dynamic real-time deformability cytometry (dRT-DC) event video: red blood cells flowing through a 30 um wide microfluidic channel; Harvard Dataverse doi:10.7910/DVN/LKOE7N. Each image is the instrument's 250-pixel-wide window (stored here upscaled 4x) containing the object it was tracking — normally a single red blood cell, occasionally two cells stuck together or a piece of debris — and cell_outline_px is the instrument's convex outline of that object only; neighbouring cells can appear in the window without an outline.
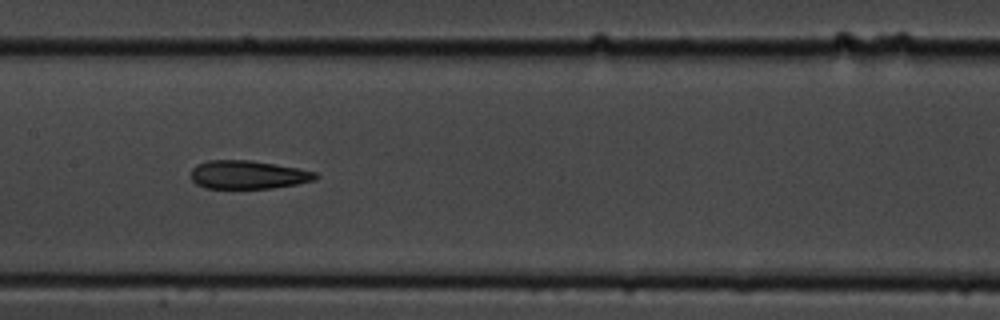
{"species": "common noctule bat (a hibernating species)", "species_latin": "Nyctalus noctula", "temperature_condition": "cold", "stored_images_in_passage": 10, "camera_frame_rate_fps": 3000, "um_per_image_px": 0.085, "animal": {"sex": "male", "body_mass_g": 19.5, "forearm_length_mm": 54.6}, "frame": {"image": 1, "passage_image": 9, "time_ms": 9.333, "image_size_px": [1000, 320], "cell_outline_px": [[320, 176], [316, 180], [296, 184], [272, 188], [204, 188], [196, 184], [192, 180], [192, 168], [196, 164], [208, 160], [248, 160], [300, 168], [316, 172]], "centroid_in_image_um": [21.1, 14.85], "position_along_channel_um": 186.3, "area_um2": 20.69}}
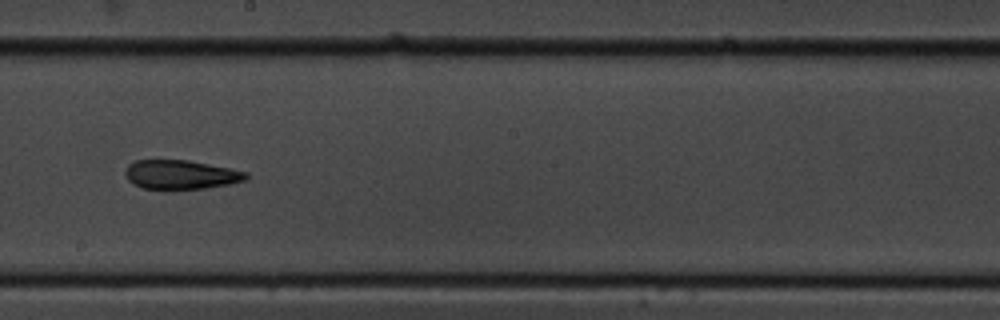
{"frame": {"image": 2, "passage_image": 10, "time_ms": 10.667, "image_size_px": [1000, 320], "cell_outline_px": [[248, 176], [244, 180], [228, 184], [204, 188], [168, 192], [144, 188], [132, 184], [128, 180], [124, 172], [128, 164], [136, 160], [188, 160], [248, 172]], "centroid_in_image_um": [15.3, 14.88], "position_along_channel_um": 232.9, "area_um2": 20.98}}